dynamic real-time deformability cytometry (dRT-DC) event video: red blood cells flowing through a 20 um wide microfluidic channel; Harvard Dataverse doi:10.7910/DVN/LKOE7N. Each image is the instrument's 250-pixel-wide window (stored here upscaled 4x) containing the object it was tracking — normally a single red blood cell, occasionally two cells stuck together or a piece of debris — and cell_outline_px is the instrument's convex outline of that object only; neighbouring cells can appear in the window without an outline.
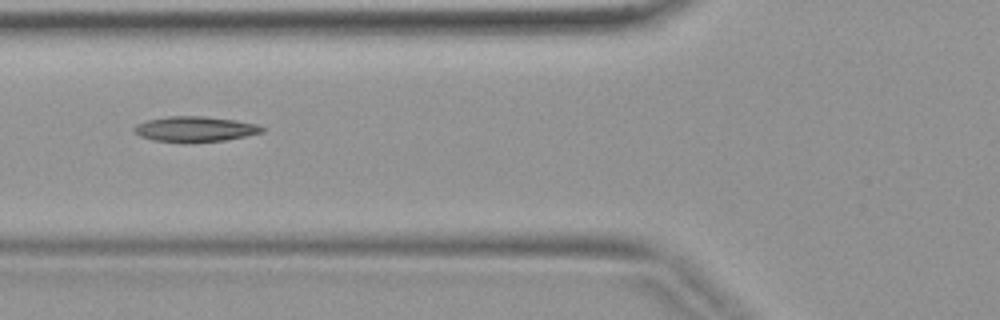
{"species": "common noctule bat (a hibernating species)", "species_latin": "Nyctalus noctula", "temperature_condition": "warm", "stored_images_in_passage": 4, "camera_frame_rate_fps": 3000, "um_per_image_px": 0.085, "animal": {"sex": "female", "body_mass_g": 19.9}, "frame": {"image": 1, "passage_image": 4, "time_ms": 1.0, "image_size_px": [1000, 320], "cell_outline_px": [[264, 132], [224, 140], [184, 144], [152, 140], [140, 136], [132, 128], [136, 124], [148, 120], [168, 116], [204, 116], [236, 120], [256, 124], [264, 128]], "centroid_in_image_um": [16.54, 10.99], "position_along_channel_um": 109.3, "area_um2": 19.13}}